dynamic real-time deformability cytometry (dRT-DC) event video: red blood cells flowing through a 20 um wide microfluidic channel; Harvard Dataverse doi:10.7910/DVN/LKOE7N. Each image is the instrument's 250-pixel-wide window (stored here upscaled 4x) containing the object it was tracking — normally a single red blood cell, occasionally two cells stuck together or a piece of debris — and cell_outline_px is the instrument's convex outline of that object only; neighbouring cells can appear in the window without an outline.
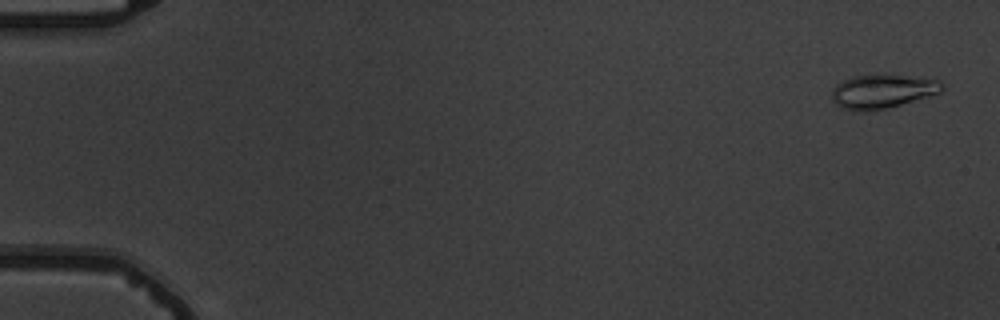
{"species": "common noctule bat (a hibernating species)", "species_latin": "Nyctalus noctula", "temperature_condition": "warm", "stored_images_in_passage": 5, "camera_frame_rate_fps": 3000, "um_per_image_px": 0.085, "animal": {"sex": "male", "body_mass_g": 19.5, "forearm_length_mm": 54.6}, "frame": {"image": 1, "passage_image": 1, "time_ms": 0.0, "image_size_px": [1000, 320], "cell_outline_px": [[944, 88], [940, 92], [928, 96], [900, 104], [884, 108], [864, 112], [860, 112], [844, 108], [836, 104], [832, 100], [832, 88], [836, 84], [852, 76], [904, 76], [940, 80], [944, 84]], "centroid_in_image_um": [74.98, 7.78], "position_along_channel_um": 10.0, "area_um2": 21.21}}